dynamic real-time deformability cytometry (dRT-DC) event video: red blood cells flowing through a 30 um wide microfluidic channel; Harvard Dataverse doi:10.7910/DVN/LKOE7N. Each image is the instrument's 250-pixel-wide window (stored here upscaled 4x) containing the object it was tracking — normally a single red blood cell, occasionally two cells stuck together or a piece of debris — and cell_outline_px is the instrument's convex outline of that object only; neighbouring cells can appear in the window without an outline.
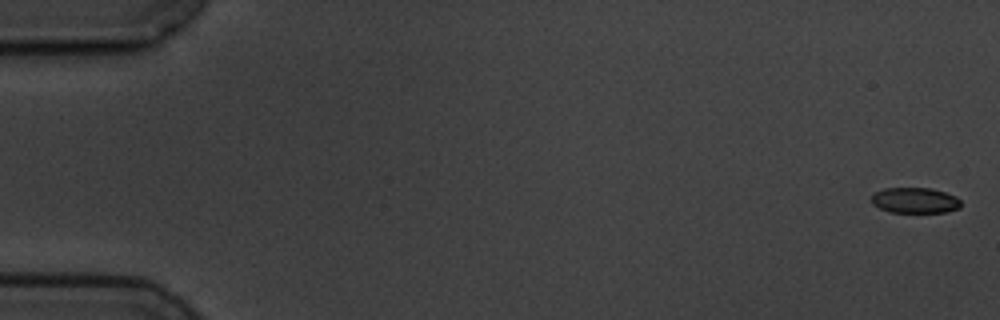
{"species": "common noctule bat (a hibernating species)", "species_latin": "Nyctalus noctula", "temperature_condition": "cold", "stored_images_in_passage": 10, "camera_frame_rate_fps": 3000, "um_per_image_px": 0.085, "animal": {"sex": "male", "body_mass_g": 19.5, "forearm_length_mm": 54.6}, "frame": {"image": 1, "passage_image": 1, "time_ms": 0.0, "image_size_px": [1000, 320], "cell_outline_px": [[960, 208], [948, 212], [888, 212], [872, 204], [872, 196], [876, 192], [884, 188], [932, 188], [956, 196], [960, 200]], "centroid_in_image_um": [77.78, 17.03], "position_along_channel_um": 7.2, "area_um2": 13.35}}
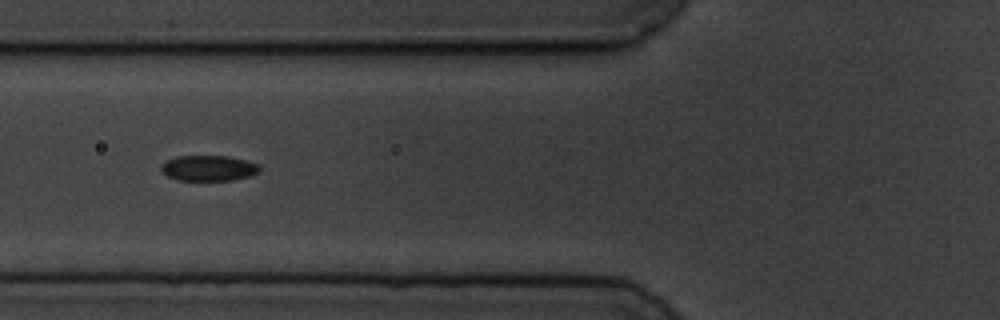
{"frame": {"image": 2, "passage_image": 7, "time_ms": 7.0, "image_size_px": [1000, 320], "cell_outline_px": [[260, 172], [248, 176], [232, 180], [180, 180], [168, 176], [160, 168], [160, 164], [176, 156], [228, 156], [260, 164]], "centroid_in_image_um": [17.74, 14.28], "position_along_channel_um": 108.1, "area_um2": 14.57}}
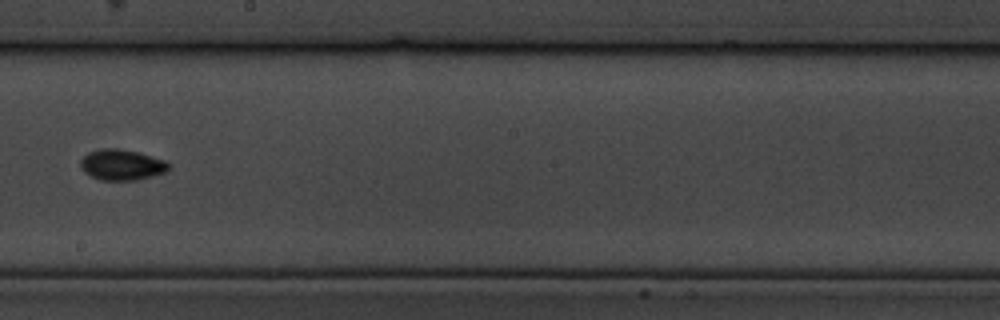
{"frame": {"image": 3, "passage_image": 10, "time_ms": 10.667, "image_size_px": [1000, 320], "cell_outline_px": [[172, 164], [168, 172], [136, 180], [100, 180], [84, 172], [80, 168], [80, 160], [88, 152], [104, 148], [116, 148], [136, 152], [168, 160]], "centroid_in_image_um": [10.4, 14.01], "position_along_channel_um": 237.8, "area_um2": 16.01}}